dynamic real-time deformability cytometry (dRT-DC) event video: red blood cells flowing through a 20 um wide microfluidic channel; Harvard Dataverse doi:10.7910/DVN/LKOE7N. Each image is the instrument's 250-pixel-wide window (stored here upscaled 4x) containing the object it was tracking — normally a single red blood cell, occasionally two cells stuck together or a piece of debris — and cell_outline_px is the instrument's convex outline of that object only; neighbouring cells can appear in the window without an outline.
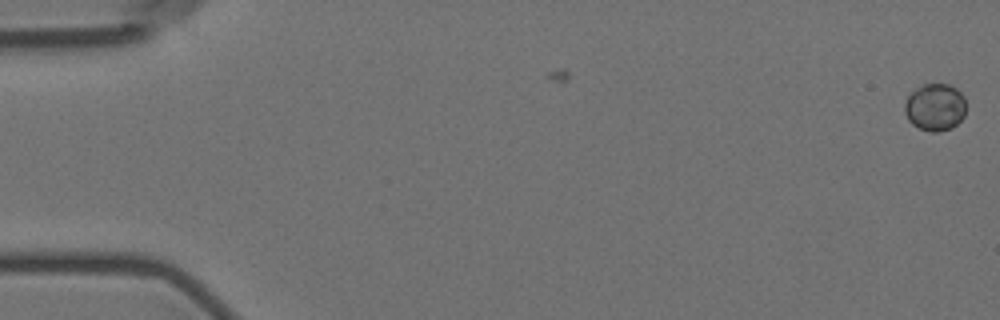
{"species": "Egyptian fruit bat (a non-hibernating species)", "species_latin": "Rousettus aegyptiacus", "temperature_condition": "room temperature", "stored_images_in_passage": 3, "camera_frame_rate_fps": 3000, "um_per_image_px": 0.085, "animal": {"sex": "female"}, "frame": {"image": 1, "passage_image": 1, "time_ms": 0.0, "image_size_px": [1000, 320], "cell_outline_px": [[964, 116], [952, 128], [940, 132], [932, 132], [920, 128], [912, 124], [908, 120], [904, 112], [904, 104], [908, 96], [916, 88], [924, 84], [948, 84], [956, 88], [964, 96]], "centroid_in_image_um": [79.46, 9.11], "position_along_channel_um": 5.5, "area_um2": 16.88}}